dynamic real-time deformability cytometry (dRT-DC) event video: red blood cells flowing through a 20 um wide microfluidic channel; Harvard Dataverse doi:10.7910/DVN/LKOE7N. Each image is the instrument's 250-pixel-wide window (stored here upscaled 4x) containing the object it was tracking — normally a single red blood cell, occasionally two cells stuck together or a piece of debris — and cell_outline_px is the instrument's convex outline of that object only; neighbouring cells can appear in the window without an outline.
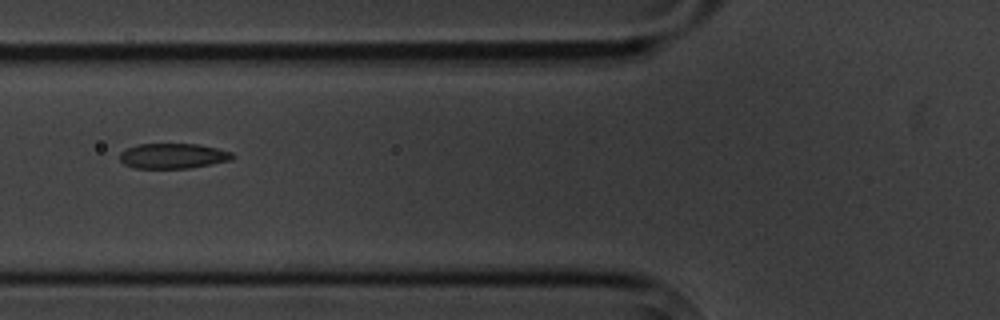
{"species": "common noctule bat (a hibernating species)", "species_latin": "Nyctalus noctula", "temperature_condition": "cold", "stored_images_in_passage": 15, "camera_frame_rate_fps": 3000, "um_per_image_px": 0.085, "animal": {"sex": "male", "body_mass_g": 20.1, "forearm_length_mm": 53.5}, "frame": {"image": 1, "passage_image": 6, "time_ms": 6.667, "image_size_px": [1000, 320], "cell_outline_px": [[236, 156], [232, 160], [188, 168], [136, 168], [124, 164], [120, 160], [120, 152], [136, 144], [200, 144], [232, 152]], "centroid_in_image_um": [14.72, 13.25], "position_along_channel_um": 111.1, "area_um2": 16.53}}
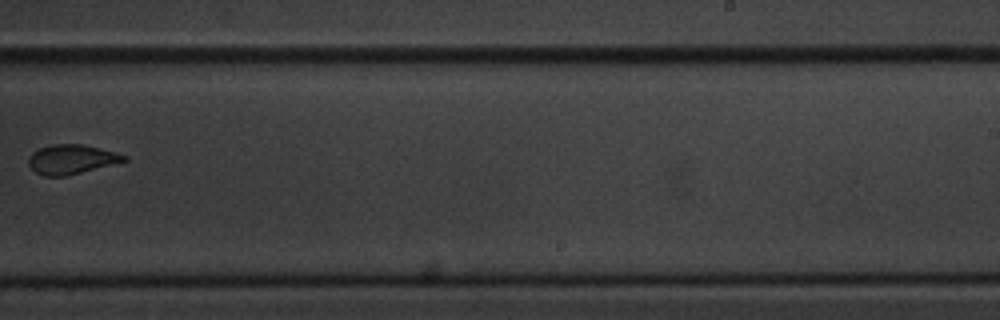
{"frame": {"image": 2, "passage_image": 10, "time_ms": 11.667, "image_size_px": [1000, 320], "cell_outline_px": [[128, 160], [64, 176], [44, 176], [36, 172], [28, 164], [28, 156], [32, 152], [40, 148], [52, 144], [80, 144], [100, 148], [116, 152], [128, 156]], "centroid_in_image_um": [6.05, 13.53], "position_along_channel_um": 282.9, "area_um2": 16.18}}
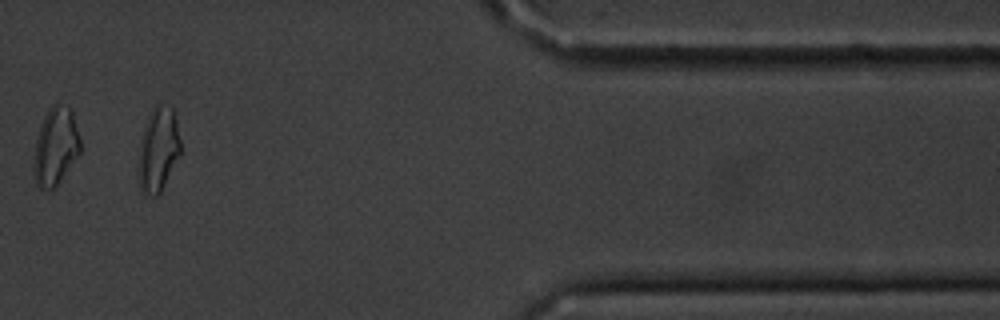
{"frame": {"image": 3, "passage_image": 13, "time_ms": 16.0, "image_size_px": [1000, 320], "cell_outline_px": [[180, 156], [160, 192], [156, 196], [152, 196], [144, 192], [140, 188], [136, 176], [140, 140], [148, 116], [152, 108], [156, 104], [160, 104], [172, 108], [176, 120], [180, 140]], "centroid_in_image_um": [13.42, 12.73], "position_along_channel_um": 398.0, "area_um2": 20.87}, "authors_computed_cell_mechanics": {"area_um2": 17.1088, "velocity_mm_per_s": 3.4373, "shape_relaxation_time_tau1_ms": null, "shape_relaxation_time_tau2_ms": 2.0789, "deformation_change_tau1": null, "deformation_change_tau2": 0.0514}}